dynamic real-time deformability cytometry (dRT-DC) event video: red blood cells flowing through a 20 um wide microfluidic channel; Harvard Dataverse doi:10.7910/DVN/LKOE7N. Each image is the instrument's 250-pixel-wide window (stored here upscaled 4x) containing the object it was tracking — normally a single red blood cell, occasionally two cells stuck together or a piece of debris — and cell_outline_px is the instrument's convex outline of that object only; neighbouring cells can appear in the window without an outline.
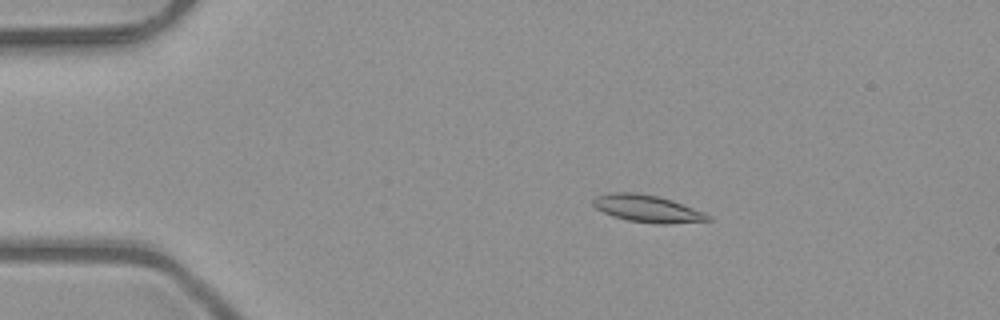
{"species": "common noctule bat (a hibernating species)", "species_latin": "Nyctalus noctula", "temperature_condition": "room temperature", "stored_images_in_passage": 6, "camera_frame_rate_fps": 3000, "um_per_image_px": 0.085, "animal": {"sex": "male", "body_mass_g": 23.1, "forearm_length_mm": 52.7}, "frame": {"image": 1, "passage_image": 3, "time_ms": 0.667, "image_size_px": [1000, 320], "cell_outline_px": [[712, 220], [664, 224], [660, 224], [628, 220], [612, 216], [596, 208], [592, 204], [592, 200], [596, 196], [612, 192], [636, 192], [660, 196], [672, 200], [704, 212], [712, 216]], "centroid_in_image_um": [55.02, 17.72], "position_along_channel_um": 30.0, "area_um2": 18.21}}
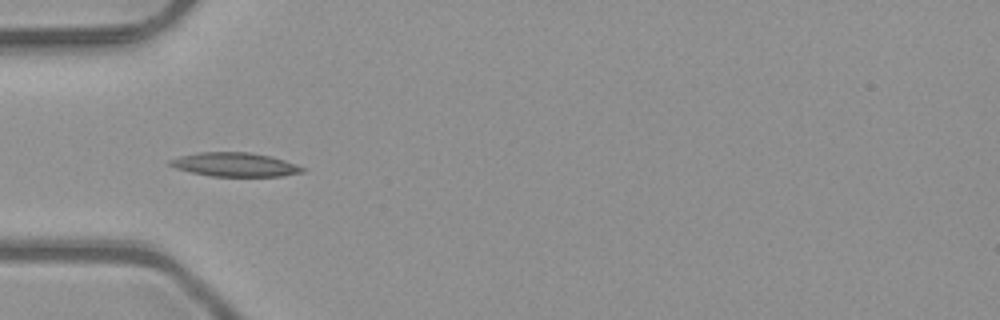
{"frame": {"image": 2, "passage_image": 5, "time_ms": 1.333, "image_size_px": [1000, 320], "cell_outline_px": [[304, 172], [280, 176], [212, 176], [192, 172], [176, 168], [168, 164], [168, 160], [180, 156], [196, 152], [248, 152], [268, 156], [284, 160], [296, 164], [304, 168]], "centroid_in_image_um": [19.94, 13.98], "position_along_channel_um": 65.1, "area_um2": 18.26}}
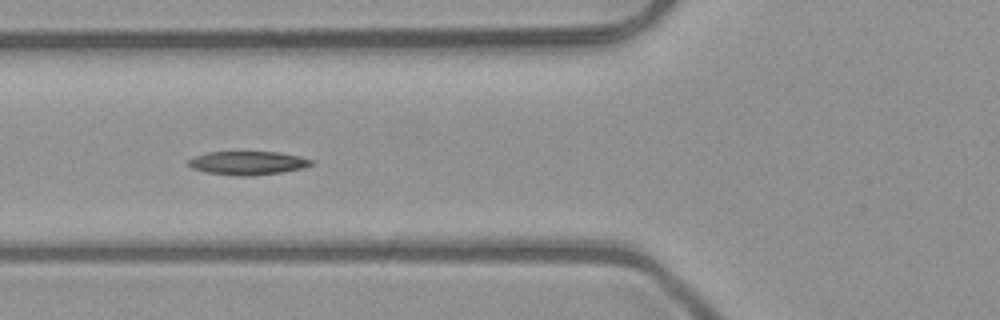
{"frame": {"image": 3, "passage_image": 6, "time_ms": 1.667, "image_size_px": [1000, 320], "cell_outline_px": [[316, 164], [304, 168], [280, 172], [252, 176], [236, 176], [208, 172], [192, 168], [184, 164], [188, 160], [196, 156], [208, 152], [280, 152], [300, 156], [312, 160]], "centroid_in_image_um": [21.08, 13.85], "position_along_channel_um": 104.7, "area_um2": 16.99}}